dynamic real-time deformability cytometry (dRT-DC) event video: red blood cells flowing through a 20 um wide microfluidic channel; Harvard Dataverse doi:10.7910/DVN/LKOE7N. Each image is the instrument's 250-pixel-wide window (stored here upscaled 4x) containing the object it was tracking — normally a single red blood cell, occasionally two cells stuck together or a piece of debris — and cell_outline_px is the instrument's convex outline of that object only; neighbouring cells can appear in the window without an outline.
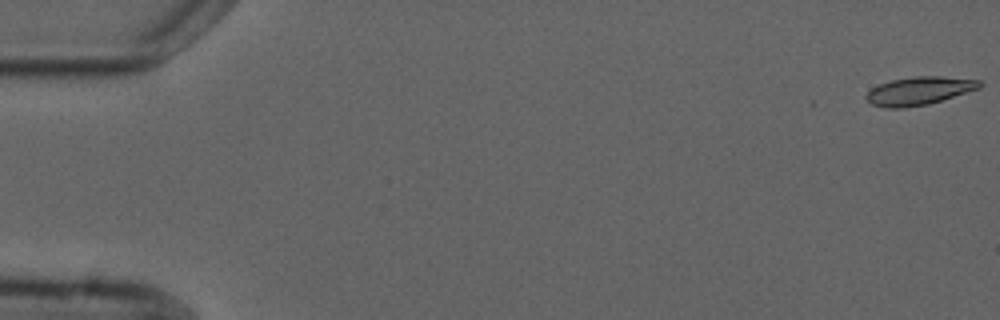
{"species": "common noctule bat (a hibernating species)", "species_latin": "Nyctalus noctula", "temperature_condition": "cold", "stored_images_in_passage": 6, "camera_frame_rate_fps": 3000, "um_per_image_px": 0.085, "animal": {"sex": "male", "forearm_length_mm": 52.5}, "frame": {"image": 1, "passage_image": 1, "time_ms": 0.0, "image_size_px": [1000, 320], "cell_outline_px": [[984, 84], [980, 88], [928, 104], [904, 108], [884, 108], [872, 104], [864, 96], [872, 88], [880, 84], [892, 80], [916, 76], [940, 76], [980, 80]], "centroid_in_image_um": [78.13, 7.72], "position_along_channel_um": 6.9, "area_um2": 18.5}}
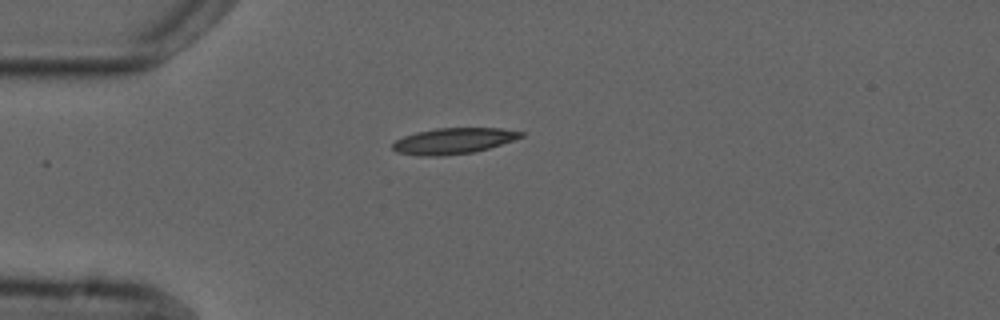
{"frame": {"image": 2, "passage_image": 5, "time_ms": 4.667, "image_size_px": [1000, 320], "cell_outline_px": [[524, 136], [488, 148], [472, 152], [444, 156], [416, 156], [396, 152], [392, 148], [392, 144], [396, 140], [404, 136], [416, 132], [436, 128], [500, 128], [524, 132]], "centroid_in_image_um": [38.49, 11.98], "position_along_channel_um": 46.5, "area_um2": 19.36}}